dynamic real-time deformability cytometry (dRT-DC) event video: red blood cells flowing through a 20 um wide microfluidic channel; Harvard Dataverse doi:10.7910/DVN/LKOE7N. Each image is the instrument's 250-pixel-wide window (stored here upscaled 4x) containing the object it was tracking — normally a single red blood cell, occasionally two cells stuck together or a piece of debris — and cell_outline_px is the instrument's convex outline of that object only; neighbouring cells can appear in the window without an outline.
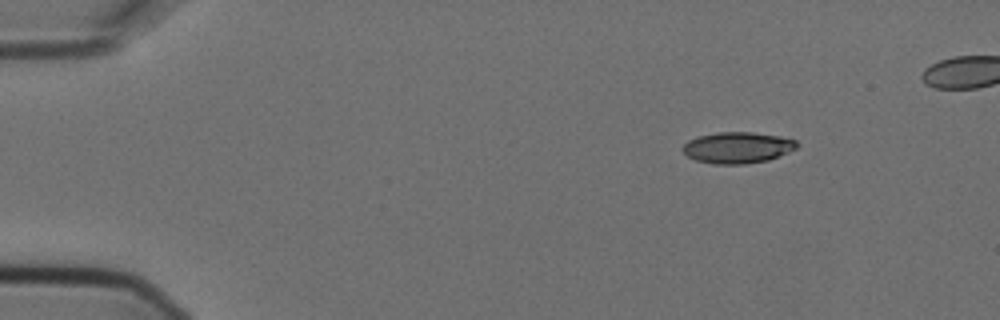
{"species": "Egyptian fruit bat (a non-hibernating species)", "species_latin": "Rousettus aegyptiacus", "temperature_condition": "cold", "stored_images_in_passage": 8, "camera_frame_rate_fps": 3000, "um_per_image_px": 0.085, "animal": {"sex": "female"}, "frame": {"image": 1, "passage_image": 1, "time_ms": 0.0, "image_size_px": [1000, 320], "cell_outline_px": [[796, 148], [788, 152], [768, 160], [744, 164], [716, 164], [696, 160], [688, 156], [680, 148], [688, 140], [700, 136], [716, 132], [752, 132], [780, 136], [796, 140]], "centroid_in_image_um": [62.67, 12.54], "position_along_channel_um": 22.3, "area_um2": 20.63}}
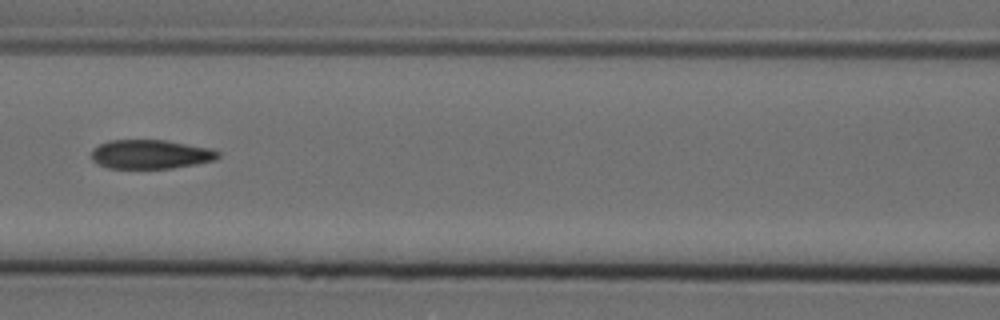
{"frame": {"image": 2, "passage_image": 6, "time_ms": 1.667, "image_size_px": [1000, 320], "cell_outline_px": [[220, 156], [216, 160], [196, 164], [172, 168], [108, 168], [96, 164], [92, 160], [92, 148], [108, 140], [164, 140], [212, 148], [220, 152]], "centroid_in_image_um": [12.8, 13.11], "position_along_channel_um": 153.8, "area_um2": 21.62}}
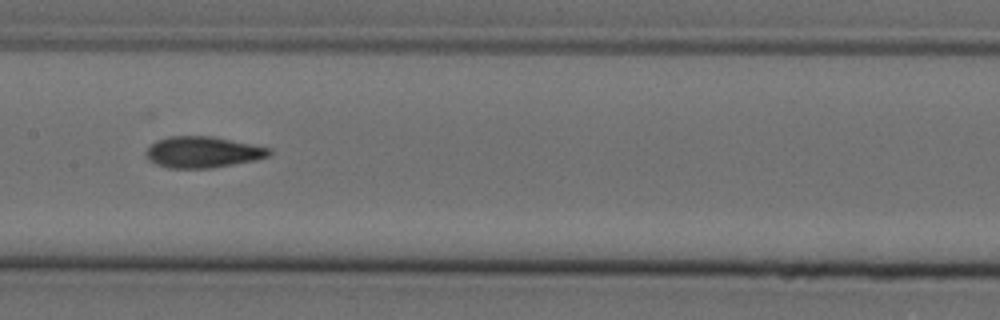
{"frame": {"image": 3, "passage_image": 7, "time_ms": 2.0, "image_size_px": [1000, 320], "cell_outline_px": [[272, 152], [268, 156], [256, 160], [212, 168], [168, 168], [156, 164], [148, 160], [144, 152], [156, 140], [168, 136], [212, 136], [272, 148]], "centroid_in_image_um": [17.23, 12.93], "position_along_channel_um": 190.2, "area_um2": 22.54}}